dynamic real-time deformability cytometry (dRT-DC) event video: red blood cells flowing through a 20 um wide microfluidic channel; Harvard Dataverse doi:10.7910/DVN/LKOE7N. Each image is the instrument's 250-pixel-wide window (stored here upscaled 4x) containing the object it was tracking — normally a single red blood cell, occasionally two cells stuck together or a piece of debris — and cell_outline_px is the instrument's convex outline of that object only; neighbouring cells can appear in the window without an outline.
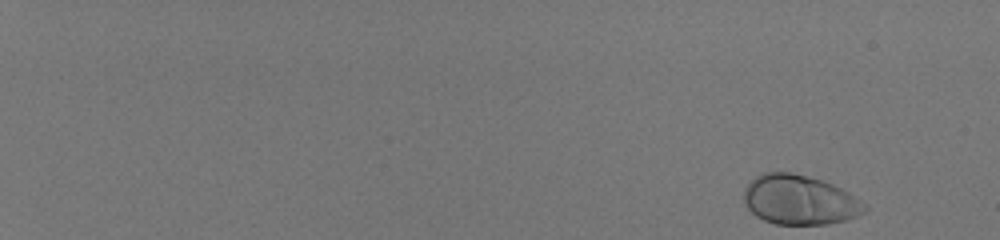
{"species": "human", "species_latin": "Homo sapiens", "temperature_condition": "room temperature", "stored_images_in_passage": 53, "camera_frame_rate_fps": 3000, "um_per_image_px": 0.085, "donor": {"sex": "male"}, "frame": {"image": 1, "passage_image": 1, "time_ms": 0.0, "image_size_px": [1000, 240], "cell_outline_px": [[868, 208], [864, 212], [856, 216], [844, 220], [824, 224], [776, 224], [764, 220], [756, 216], [748, 208], [744, 200], [744, 188], [756, 176], [764, 172], [792, 172], [820, 180], [832, 184], [848, 192]], "centroid_in_image_um": [67.92, 16.99], "position_along_channel_um": 17.1, "area_um2": 34.45}}
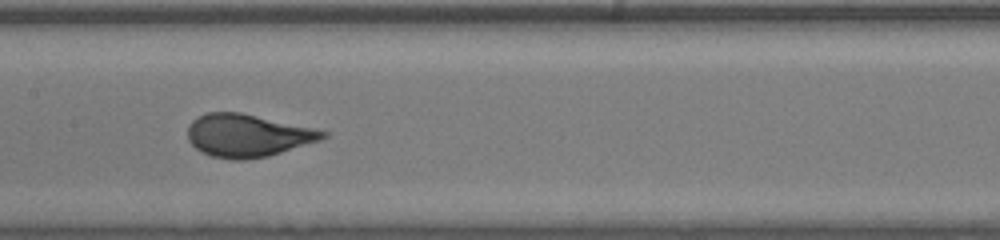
{"frame": {"image": 2, "passage_image": 31, "time_ms": 10.0, "image_size_px": [1000, 240], "cell_outline_px": [[328, 136], [320, 140], [268, 156], [244, 160], [232, 160], [212, 156], [200, 152], [188, 140], [188, 124], [192, 120], [208, 112], [240, 112], [312, 128], [328, 132]], "centroid_in_image_um": [21.01, 11.52], "position_along_channel_um": 186.4, "area_um2": 33.41}}
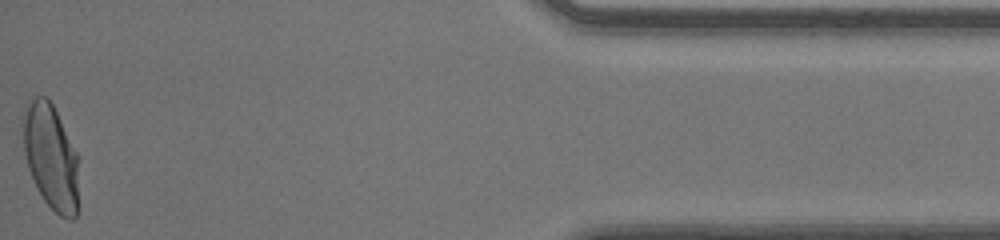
{"frame": {"image": 3, "passage_image": 53, "time_ms": 17.333, "image_size_px": [1000, 240], "cell_outline_px": [[80, 156], [76, 216], [72, 220], [68, 220], [60, 216], [44, 200], [28, 168], [24, 152], [20, 116], [28, 100], [36, 96], [44, 96], [52, 104]], "centroid_in_image_um": [4.32, 13.28], "position_along_channel_um": 430.9, "area_um2": 34.91}, "authors_computed_cell_mechanics": {"area_um2": 33.3506, "velocity_mm_per_s": 4.0703, "shape_relaxation_time_tau1_ms": 3.8374, "shape_relaxation_time_tau2_ms": null, "deformation_change_tau1": 0.1773, "deformation_change_tau2": null}}